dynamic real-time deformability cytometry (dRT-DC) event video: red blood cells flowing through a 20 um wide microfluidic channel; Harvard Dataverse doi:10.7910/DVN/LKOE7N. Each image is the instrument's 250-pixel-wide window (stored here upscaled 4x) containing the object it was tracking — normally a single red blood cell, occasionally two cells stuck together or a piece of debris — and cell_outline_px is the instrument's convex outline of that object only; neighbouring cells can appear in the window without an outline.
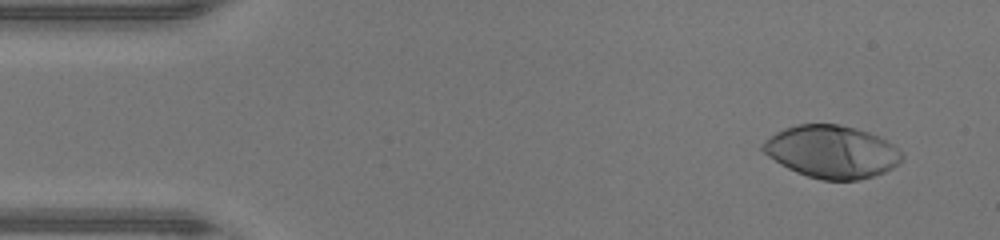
{"species": "human", "species_latin": "Homo sapiens", "temperature_condition": "warm", "stored_images_in_passage": 46, "camera_frame_rate_fps": 3000, "um_per_image_px": 0.085, "donor": {"sex": "male"}, "frame": {"image": 1, "passage_image": 3, "time_ms": 0.667, "image_size_px": [1000, 240], "cell_outline_px": [[904, 160], [892, 168], [884, 172], [860, 180], [820, 180], [796, 172], [780, 164], [768, 156], [760, 148], [760, 144], [776, 132], [784, 128], [796, 124], [840, 124], [856, 128], [868, 132], [892, 144], [904, 156]], "centroid_in_image_um": [70.68, 12.9], "position_along_channel_um": 14.3, "area_um2": 42.6}}
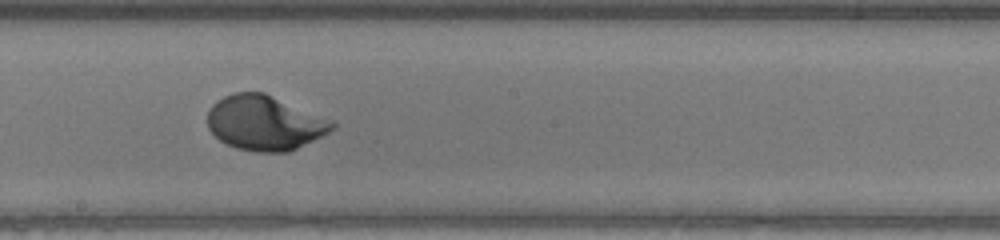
{"frame": {"image": 2, "passage_image": 25, "time_ms": 8.0, "image_size_px": [1000, 240], "cell_outline_px": [[336, 128], [288, 152], [256, 152], [236, 148], [220, 140], [208, 128], [208, 112], [212, 104], [216, 100], [232, 92], [264, 92], [336, 120]], "centroid_in_image_um": [22.53, 10.42], "position_along_channel_um": 225.7, "area_um2": 40.06}}
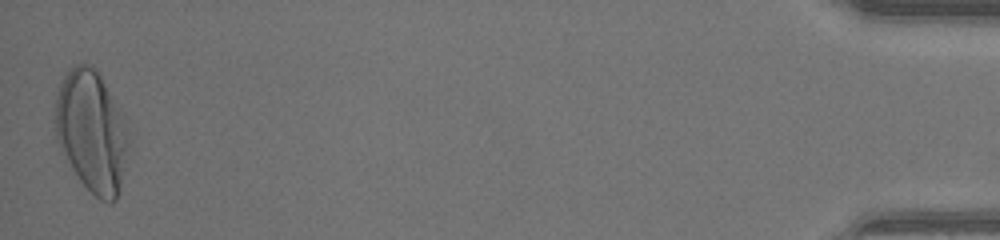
{"frame": {"image": 3, "passage_image": 46, "time_ms": 15.0, "image_size_px": [1000, 240], "cell_outline_px": [[128, 148], [120, 188], [116, 200], [112, 204], [108, 204], [100, 200], [80, 180], [60, 148], [56, 140], [56, 92], [68, 68], [76, 64], [88, 64], [96, 68], [120, 112], [124, 120], [128, 144]], "centroid_in_image_um": [7.77, 11.17], "position_along_channel_um": 427.4, "area_um2": 51.15}, "authors_computed_cell_mechanics": {"area_um2": 39.882, "velocity_mm_per_s": 4.3659, "shape_relaxation_time_tau1_ms": 2.4695, "shape_relaxation_time_tau2_ms": null, "deformation_change_tau1": 0.2067, "deformation_change_tau2": null}}